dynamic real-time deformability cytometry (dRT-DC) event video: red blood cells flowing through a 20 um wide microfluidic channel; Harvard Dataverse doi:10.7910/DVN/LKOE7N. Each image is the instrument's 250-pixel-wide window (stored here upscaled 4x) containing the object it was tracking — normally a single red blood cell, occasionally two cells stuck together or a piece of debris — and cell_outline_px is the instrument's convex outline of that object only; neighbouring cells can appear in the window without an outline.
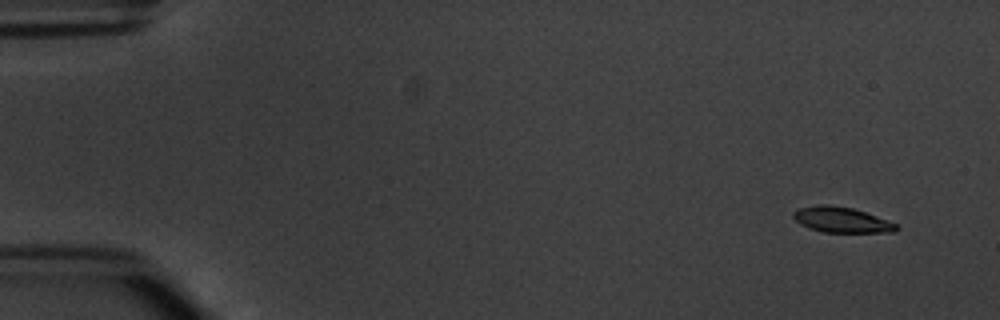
{"species": "common noctule bat (a hibernating species)", "species_latin": "Nyctalus noctula", "temperature_condition": "warm", "stored_images_in_passage": 7, "camera_frame_rate_fps": 3000, "um_per_image_px": 0.085, "animal": {"sex": "male", "body_mass_g": 20.1, "forearm_length_mm": 53.5}, "frame": {"image": 1, "passage_image": 1, "time_ms": 0.0, "image_size_px": [1000, 320], "cell_outline_px": [[900, 228], [896, 232], [824, 232], [808, 228], [800, 224], [792, 216], [792, 212], [800, 208], [820, 204], [828, 204], [852, 208], [876, 216], [896, 224]], "centroid_in_image_um": [71.51, 18.69], "position_along_channel_um": 13.5, "area_um2": 15.2}}
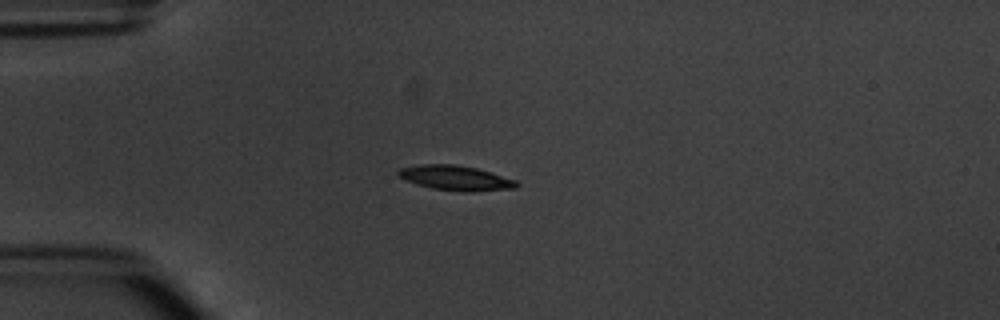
{"frame": {"image": 2, "passage_image": 4, "time_ms": 3.667, "image_size_px": [1000, 320], "cell_outline_px": [[520, 184], [516, 188], [472, 192], [464, 192], [432, 188], [416, 184], [400, 176], [396, 172], [400, 168], [416, 164], [456, 164], [476, 168], [516, 180]], "centroid_in_image_um": [38.74, 15.12], "position_along_channel_um": 46.3, "area_um2": 17.11}}